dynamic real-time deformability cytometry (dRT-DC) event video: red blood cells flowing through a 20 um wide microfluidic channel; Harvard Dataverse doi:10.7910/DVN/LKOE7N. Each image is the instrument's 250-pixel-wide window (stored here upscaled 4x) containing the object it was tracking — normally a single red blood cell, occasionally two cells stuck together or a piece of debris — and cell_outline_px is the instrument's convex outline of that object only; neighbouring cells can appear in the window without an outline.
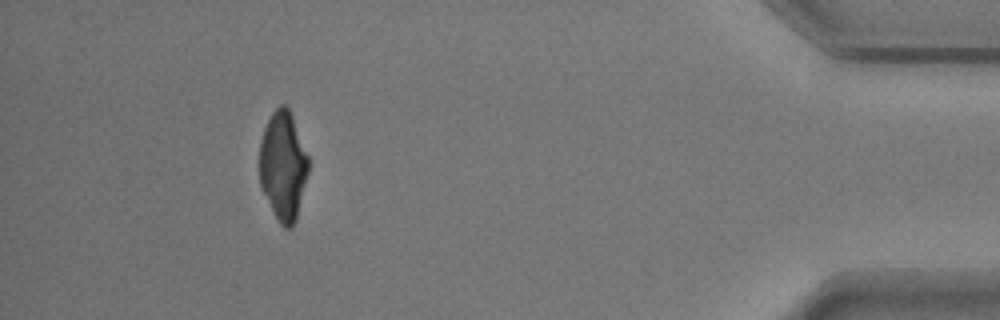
{"species": "common noctule bat (a hibernating species)", "species_latin": "Nyctalus noctula", "temperature_condition": "warm", "stored_images_in_passage": 40, "camera_frame_rate_fps": 3000, "um_per_image_px": 0.085, "animal": {"sex": "male", "body_mass_g": 17.9}, "frame": {"image": 1, "passage_image": 35, "time_ms": 11.333, "image_size_px": [1000, 320], "cell_outline_px": [[308, 172], [296, 220], [292, 228], [284, 228], [280, 224], [260, 188], [260, 140], [264, 128], [272, 112], [280, 104], [284, 104], [288, 108], [292, 116], [308, 156]], "centroid_in_image_um": [24.05, 14.11], "position_along_channel_um": 411.1, "area_um2": 30.87}}